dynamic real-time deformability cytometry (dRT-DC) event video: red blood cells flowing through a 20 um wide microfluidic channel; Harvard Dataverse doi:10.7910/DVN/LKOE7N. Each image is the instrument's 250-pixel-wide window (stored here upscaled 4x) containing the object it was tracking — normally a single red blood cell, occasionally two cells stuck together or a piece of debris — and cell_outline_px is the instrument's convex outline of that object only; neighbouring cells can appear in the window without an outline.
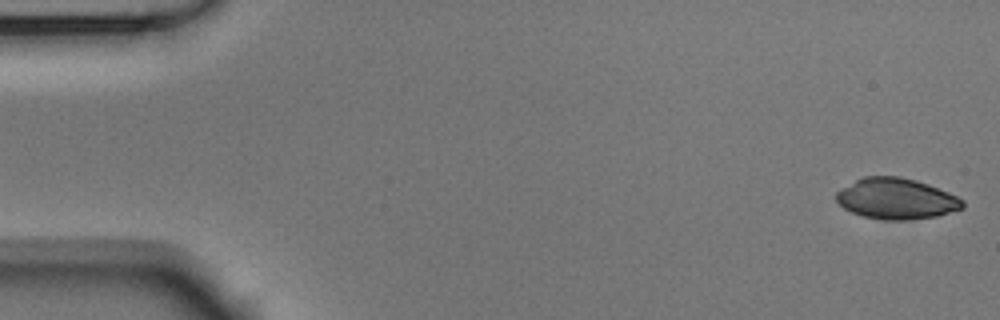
{"species": "Egyptian fruit bat (a non-hibernating species)", "species_latin": "Rousettus aegyptiacus", "temperature_condition": "room temperature", "stored_images_in_passage": 54, "camera_frame_rate_fps": 3000, "um_per_image_px": 0.085, "animal": {"sex": "male"}, "frame": {"image": 1, "passage_image": 1, "time_ms": 0.0, "image_size_px": [1000, 320], "cell_outline_px": [[964, 208], [936, 216], [908, 220], [884, 220], [864, 216], [852, 212], [844, 208], [836, 200], [836, 192], [856, 180], [864, 176], [900, 176], [916, 180], [928, 184], [948, 192], [964, 200]], "centroid_in_image_um": [76.2, 16.89], "position_along_channel_um": 8.8, "area_um2": 30.0}}
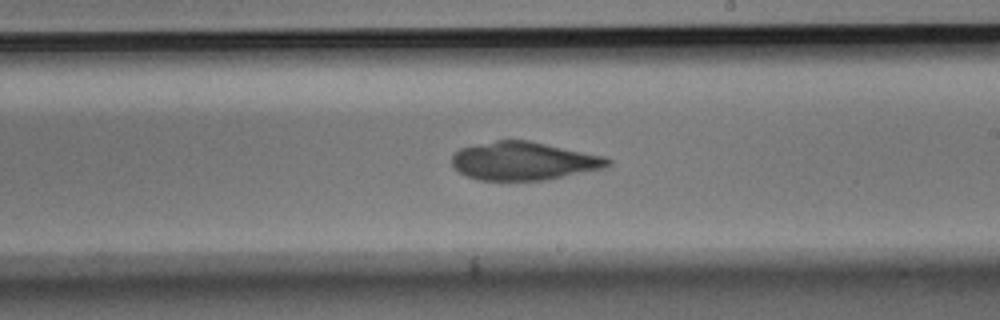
{"frame": {"image": 2, "passage_image": 31, "time_ms": 10.0, "image_size_px": [1000, 320], "cell_outline_px": [[612, 164], [608, 168], [544, 180], [480, 180], [468, 176], [460, 172], [452, 164], [452, 156], [460, 148], [476, 144], [496, 140], [532, 140], [604, 156], [612, 160]], "centroid_in_image_um": [44.58, 13.67], "position_along_channel_um": 244.4, "area_um2": 34.97}}
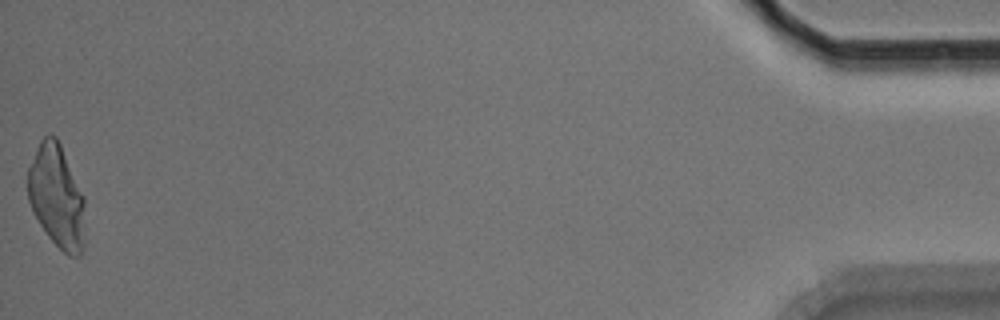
{"frame": {"image": 3, "passage_image": 54, "time_ms": 17.667, "image_size_px": [1000, 320], "cell_outline_px": [[84, 248], [80, 256], [68, 256], [48, 236], [32, 212], [28, 200], [28, 168], [40, 140], [48, 132], [56, 136], [60, 144], [84, 196]], "centroid_in_image_um": [4.82, 16.7], "position_along_channel_um": 430.4, "area_um2": 34.39}}